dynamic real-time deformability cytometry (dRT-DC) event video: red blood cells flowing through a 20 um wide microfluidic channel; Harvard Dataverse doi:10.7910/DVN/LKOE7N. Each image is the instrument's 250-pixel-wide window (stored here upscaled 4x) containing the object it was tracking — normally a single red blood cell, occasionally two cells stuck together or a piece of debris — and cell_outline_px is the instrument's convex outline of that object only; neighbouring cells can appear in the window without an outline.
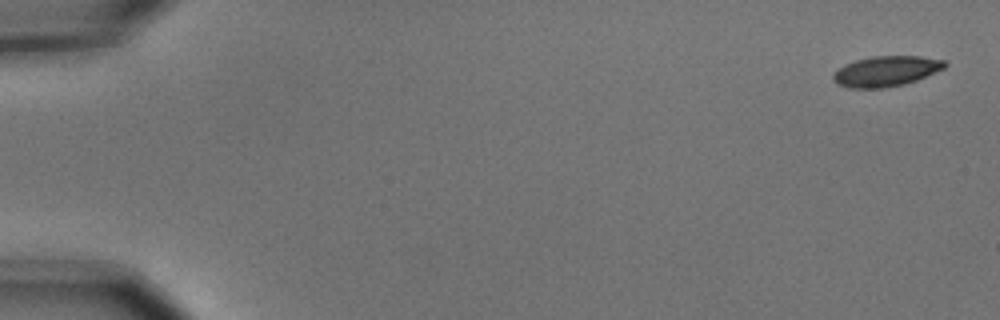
{"species": "common noctule bat (a hibernating species)", "species_latin": "Nyctalus noctula", "temperature_condition": "cold", "stored_images_in_passage": 9, "camera_frame_rate_fps": 3000, "um_per_image_px": 0.085, "animal": {"sex": "male", "body_mass_g": 15.6}, "frame": {"image": 1, "passage_image": 1, "time_ms": 0.0, "image_size_px": [1000, 320], "cell_outline_px": [[948, 64], [944, 68], [916, 80], [904, 84], [884, 88], [848, 88], [836, 84], [832, 80], [832, 76], [844, 64], [856, 60], [872, 56], [920, 56], [944, 60]], "centroid_in_image_um": [75.29, 6.05], "position_along_channel_um": 9.7, "area_um2": 19.71}}
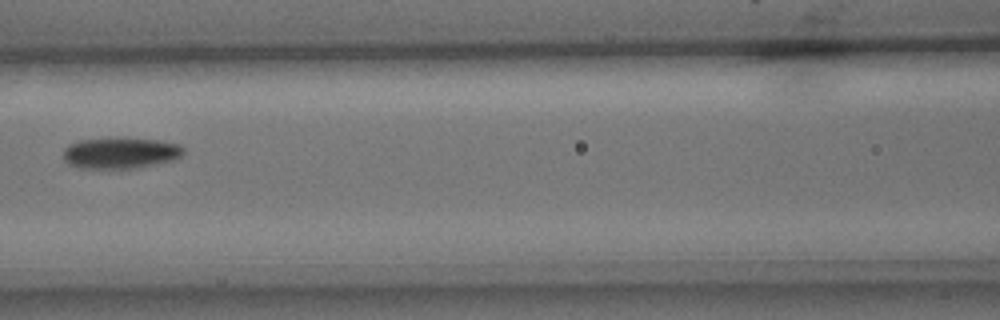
{"frame": {"image": 2, "passage_image": 7, "time_ms": 2.0, "image_size_px": [1000, 320], "cell_outline_px": [[184, 152], [176, 160], [140, 168], [76, 168], [68, 164], [64, 160], [64, 148], [68, 144], [80, 140], [160, 140], [180, 144], [184, 148]], "centroid_in_image_um": [10.26, 13.05], "position_along_channel_um": 156.3, "area_um2": 21.44}}
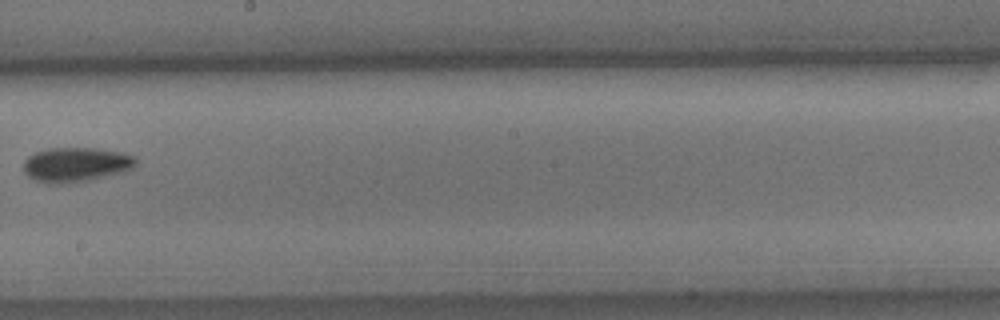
{"frame": {"image": 3, "passage_image": 9, "time_ms": 2.667, "image_size_px": [1000, 320], "cell_outline_px": [[136, 164], [132, 168], [124, 172], [92, 180], [60, 184], [52, 184], [36, 180], [28, 176], [24, 172], [24, 160], [28, 156], [36, 152], [48, 148], [92, 148], [124, 152], [136, 156]], "centroid_in_image_um": [6.48, 13.99], "position_along_channel_um": 241.7, "area_um2": 22.83}}